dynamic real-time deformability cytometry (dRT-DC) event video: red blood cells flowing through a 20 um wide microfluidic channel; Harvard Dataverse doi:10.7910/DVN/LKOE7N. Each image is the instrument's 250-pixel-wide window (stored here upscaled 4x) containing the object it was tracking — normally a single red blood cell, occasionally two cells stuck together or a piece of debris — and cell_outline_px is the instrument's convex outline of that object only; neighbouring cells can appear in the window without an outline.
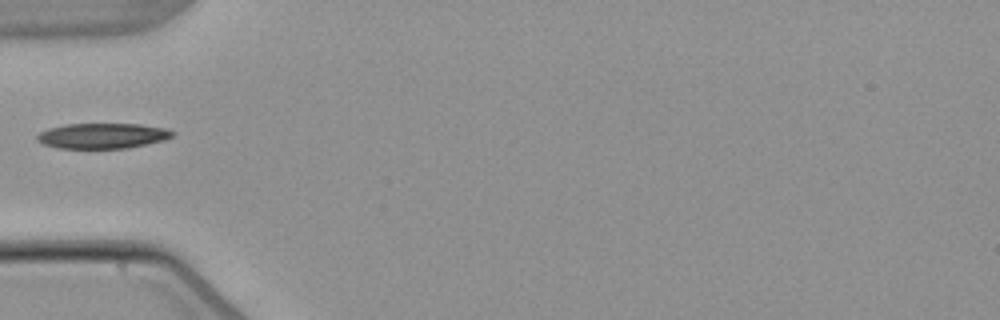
{"species": "common noctule bat (a hibernating species)", "species_latin": "Nyctalus noctula", "temperature_condition": "warm", "stored_images_in_passage": 1, "camera_frame_rate_fps": 3000, "um_per_image_px": 0.085, "animal": {"sex": "male", "body_mass_g": 21.5, "forearm_length_mm": 52.0}, "frame": {"image": 1, "passage_image": 1, "time_ms": 0.0, "image_size_px": [1000, 320], "cell_outline_px": [[176, 132], [172, 136], [164, 140], [128, 148], [56, 148], [44, 144], [36, 140], [36, 136], [40, 132], [48, 128], [64, 124], [140, 124], [168, 128]], "centroid_in_image_um": [8.72, 11.54], "position_along_channel_um": 76.3, "area_um2": 20.11}}